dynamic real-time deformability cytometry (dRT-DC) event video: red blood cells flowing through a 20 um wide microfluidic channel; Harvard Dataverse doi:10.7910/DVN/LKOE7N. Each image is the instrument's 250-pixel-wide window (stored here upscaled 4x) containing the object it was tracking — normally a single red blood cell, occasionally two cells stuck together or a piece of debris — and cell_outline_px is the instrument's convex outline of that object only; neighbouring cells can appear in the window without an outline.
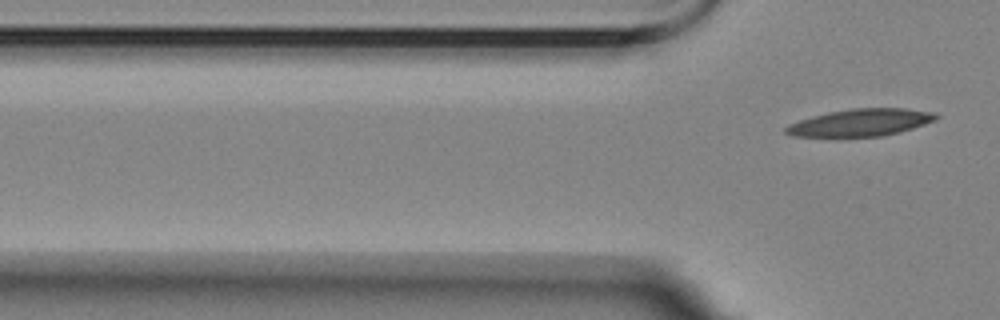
{"species": "Egyptian fruit bat (a non-hibernating species)", "species_latin": "Rousettus aegyptiacus", "temperature_condition": "room temperature", "stored_images_in_passage": 6, "segment_of_instrument_passage": [2, 2], "camera_frame_rate_fps": 3000, "um_per_image_px": 0.085, "animal": {"sex": "female"}, "frame": {"image": 1, "passage_image": 6, "time_ms": 6.0, "image_size_px": [1000, 320], "cell_outline_px": [[940, 116], [936, 120], [900, 132], [880, 136], [792, 136], [784, 132], [784, 128], [788, 124], [812, 116], [828, 112], [852, 108], [904, 108], [936, 112]], "centroid_in_image_um": [73.17, 10.4], "position_along_channel_um": 52.6, "area_um2": 23.76}}